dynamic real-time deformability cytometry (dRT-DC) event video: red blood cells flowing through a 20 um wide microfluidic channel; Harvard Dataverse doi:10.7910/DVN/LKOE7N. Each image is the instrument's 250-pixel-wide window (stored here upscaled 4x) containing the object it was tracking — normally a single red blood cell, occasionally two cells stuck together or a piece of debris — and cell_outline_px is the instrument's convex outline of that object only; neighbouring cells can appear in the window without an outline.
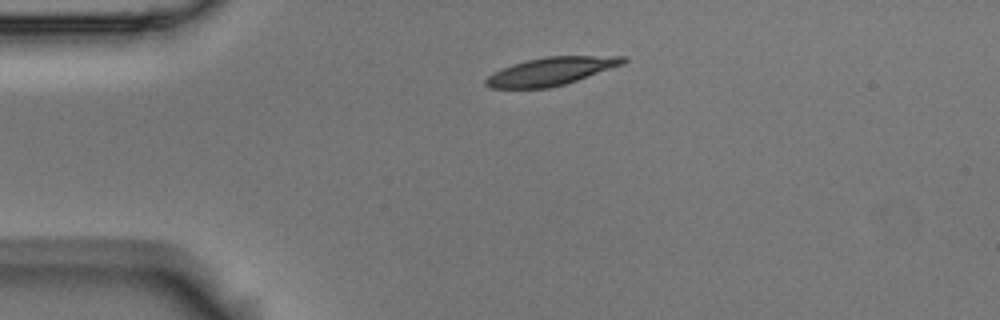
{"species": "Egyptian fruit bat (a non-hibernating species)", "species_latin": "Rousettus aegyptiacus", "temperature_condition": "room temperature", "stored_images_in_passage": 45, "camera_frame_rate_fps": 3000, "um_per_image_px": 0.085, "animal": {"sex": "male"}, "frame": {"image": 1, "passage_image": 1, "time_ms": 0.0, "image_size_px": [1000, 320], "cell_outline_px": [[628, 60], [624, 64], [564, 84], [548, 88], [492, 88], [484, 84], [484, 80], [492, 72], [512, 64], [544, 56], [628, 56]], "centroid_in_image_um": [46.83, 6.05], "position_along_channel_um": 38.2, "area_um2": 22.31}}
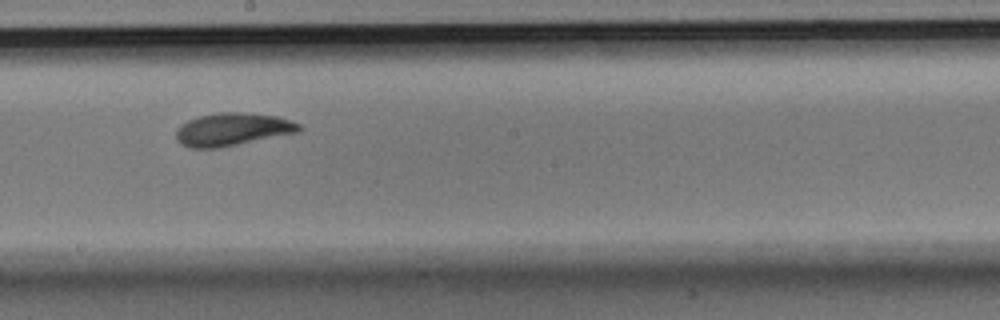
{"frame": {"image": 2, "passage_image": 20, "time_ms": 6.333, "image_size_px": [1000, 320], "cell_outline_px": [[304, 128], [300, 132], [220, 148], [188, 148], [180, 144], [176, 140], [176, 128], [180, 124], [188, 120], [200, 116], [216, 112], [244, 112], [276, 116], [300, 124]], "centroid_in_image_um": [19.74, 11.0], "position_along_channel_um": 228.5, "area_um2": 23.87}}
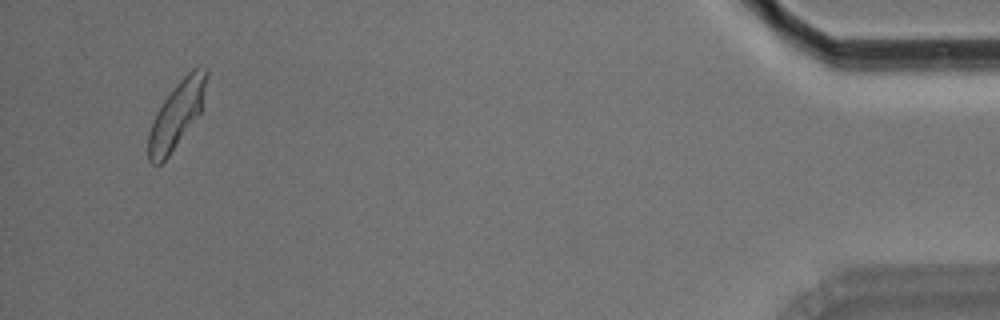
{"frame": {"image": 3, "passage_image": 43, "time_ms": 14.0, "image_size_px": [1000, 320], "cell_outline_px": [[208, 72], [200, 112], [168, 156], [160, 164], [152, 164], [148, 160], [148, 132], [156, 112], [164, 100], [176, 84], [192, 68], [208, 68]], "centroid_in_image_um": [14.99, 9.75], "position_along_channel_um": 420.2, "area_um2": 21.91}, "authors_computed_cell_mechanics": {"area_um2": 22.7732, "velocity_mm_per_s": 3.4979, "shape_relaxation_time_tau1_ms": 3.6855, "shape_relaxation_time_tau2_ms": 1.6743, "deformation_change_tau1": 0.1329, "deformation_change_tau2": 0.0692}}